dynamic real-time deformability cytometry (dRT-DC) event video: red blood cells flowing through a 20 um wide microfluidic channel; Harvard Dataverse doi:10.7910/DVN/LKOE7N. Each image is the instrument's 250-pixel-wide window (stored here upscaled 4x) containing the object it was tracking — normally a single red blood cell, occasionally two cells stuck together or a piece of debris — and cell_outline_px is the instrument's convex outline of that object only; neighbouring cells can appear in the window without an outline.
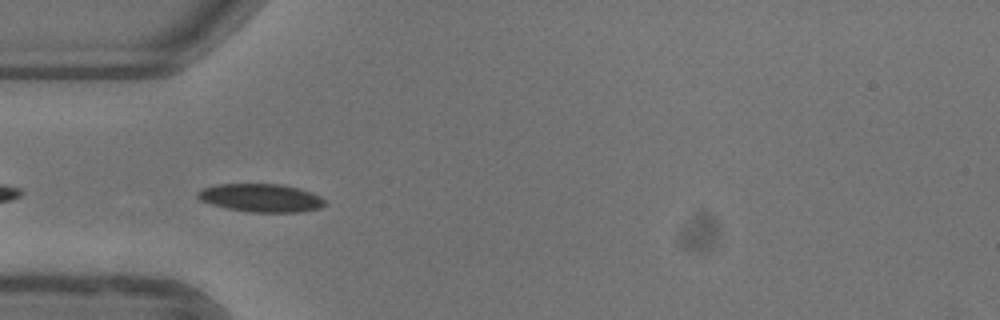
{"species": "common noctule bat (a hibernating species)", "species_latin": "Nyctalus noctula", "temperature_condition": "warm", "stored_images_in_passage": 4, "camera_frame_rate_fps": 3000, "um_per_image_px": 0.085, "animal": {"sex": "female"}, "frame": {"image": 1, "passage_image": 2, "time_ms": 0.333, "image_size_px": [1000, 320], "cell_outline_px": [[324, 204], [320, 208], [300, 212], [252, 212], [224, 208], [200, 200], [196, 196], [196, 192], [204, 188], [216, 184], [280, 184], [300, 188], [312, 192], [320, 196], [324, 200]], "centroid_in_image_um": [22.17, 16.82], "position_along_channel_um": 62.8, "area_um2": 20.92}}